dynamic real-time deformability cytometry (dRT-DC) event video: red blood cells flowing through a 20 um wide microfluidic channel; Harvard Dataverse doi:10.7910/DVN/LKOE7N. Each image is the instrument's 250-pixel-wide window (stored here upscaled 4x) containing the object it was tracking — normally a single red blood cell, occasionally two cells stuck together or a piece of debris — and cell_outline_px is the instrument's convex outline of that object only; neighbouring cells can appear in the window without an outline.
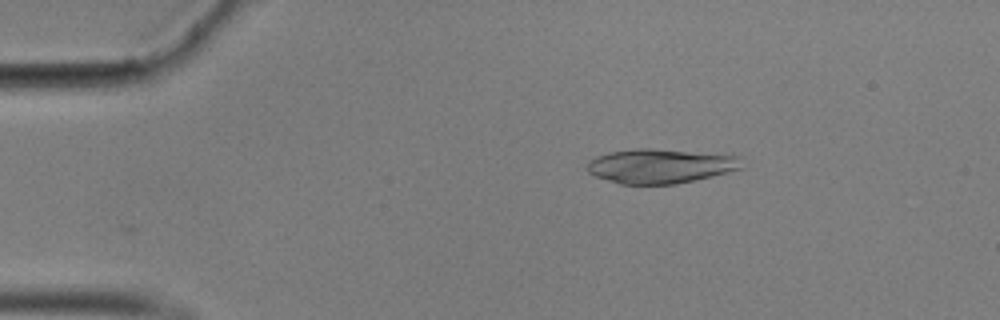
{"species": "common noctule bat (a hibernating species)", "species_latin": "Nyctalus noctula", "temperature_condition": "cold", "stored_images_in_passage": 40, "camera_frame_rate_fps": 3000, "um_per_image_px": 0.085, "animal": {"sex": "male", "body_mass_g": 17.9}, "frame": {"image": 1, "passage_image": 4, "time_ms": 1.0, "image_size_px": [1000, 320], "cell_outline_px": [[744, 168], [696, 180], [676, 184], [620, 184], [592, 176], [588, 172], [588, 160], [596, 156], [608, 152], [636, 148], [652, 148], [740, 156]], "centroid_in_image_um": [56.11, 14.11], "position_along_channel_um": 28.9, "area_um2": 31.27}}